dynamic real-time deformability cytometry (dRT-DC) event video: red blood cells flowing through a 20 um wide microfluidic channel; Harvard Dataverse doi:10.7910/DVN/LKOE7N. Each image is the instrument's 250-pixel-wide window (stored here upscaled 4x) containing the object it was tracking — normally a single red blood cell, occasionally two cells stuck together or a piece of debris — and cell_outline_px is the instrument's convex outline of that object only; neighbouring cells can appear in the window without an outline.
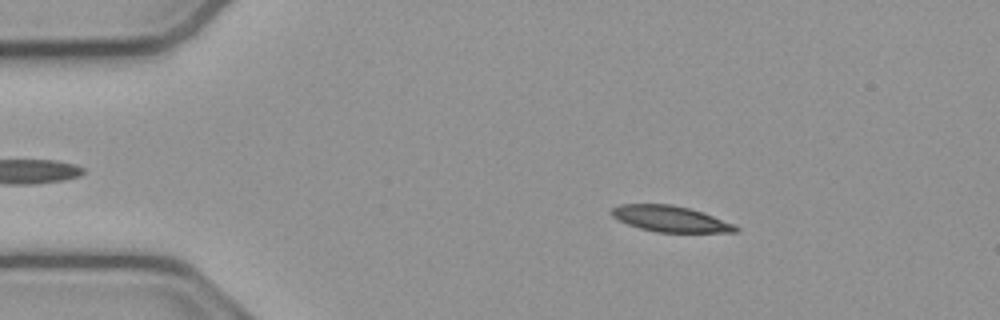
{"species": "common noctule bat (a hibernating species)", "species_latin": "Nyctalus noctula", "temperature_condition": "cold", "stored_images_in_passage": 54, "camera_frame_rate_fps": 3000, "um_per_image_px": 0.085, "animal": {"sex": "male", "body_mass_g": 23.1, "forearm_length_mm": 52.7}, "frame": {"image": 1, "passage_image": 9, "time_ms": 2.667, "image_size_px": [1000, 320], "cell_outline_px": [[740, 228], [736, 232], [656, 232], [640, 228], [628, 224], [612, 216], [612, 208], [620, 204], [672, 204], [704, 212], [732, 224]], "centroid_in_image_um": [56.98, 18.6], "position_along_channel_um": 28.0, "area_um2": 18.55}}
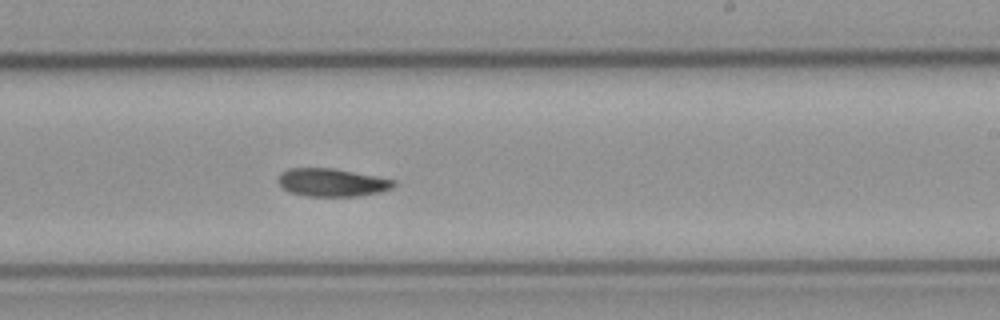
{"frame": {"image": 2, "passage_image": 32, "time_ms": 10.333, "image_size_px": [1000, 320], "cell_outline_px": [[396, 184], [392, 188], [380, 192], [356, 196], [304, 196], [288, 192], [276, 180], [276, 176], [280, 172], [288, 168], [332, 168], [376, 176], [396, 180]], "centroid_in_image_um": [28.17, 15.5], "position_along_channel_um": 260.8, "area_um2": 19.02}}
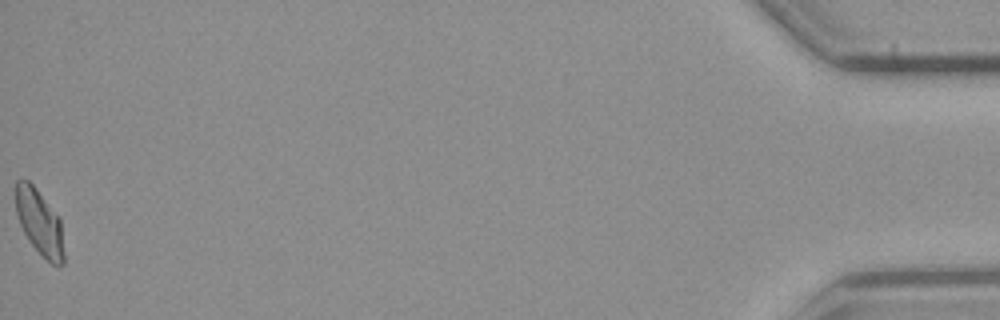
{"frame": {"image": 3, "passage_image": 54, "time_ms": 17.667, "image_size_px": [1000, 320], "cell_outline_px": [[64, 264], [52, 264], [28, 240], [20, 224], [16, 212], [16, 180], [28, 180], [36, 188], [60, 220], [64, 252]], "centroid_in_image_um": [3.35, 18.89], "position_along_channel_um": 431.9, "area_um2": 17.86}, "authors_computed_cell_mechanics": {"area_um2": 19.074, "velocity_mm_per_s": 3.8021, "shape_relaxation_time_tau1_ms": 6.8097, "shape_relaxation_time_tau2_ms": null, "deformation_change_tau1": 0.1554, "deformation_change_tau2": null}}